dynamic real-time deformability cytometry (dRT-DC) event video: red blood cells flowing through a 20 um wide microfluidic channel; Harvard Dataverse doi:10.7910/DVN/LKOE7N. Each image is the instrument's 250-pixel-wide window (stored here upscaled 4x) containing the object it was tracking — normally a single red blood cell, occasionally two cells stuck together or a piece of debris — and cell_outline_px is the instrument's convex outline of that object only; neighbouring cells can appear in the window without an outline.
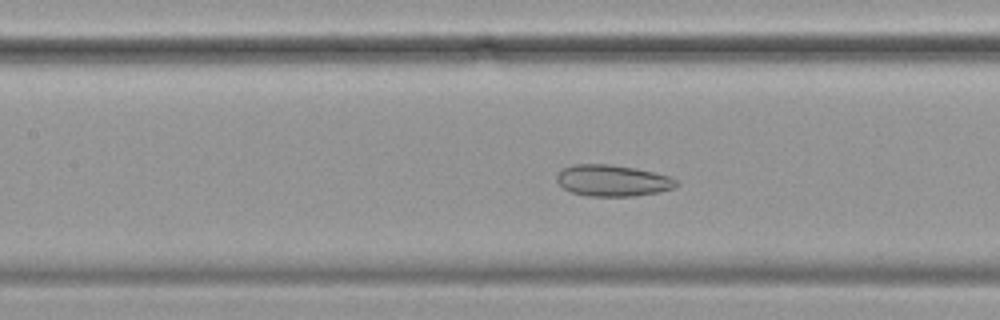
{"species": "common noctule bat (a hibernating species)", "species_latin": "Nyctalus noctula", "temperature_condition": "cold", "stored_images_in_passage": 57, "camera_frame_rate_fps": 3000, "um_per_image_px": 0.085, "animal": {"sex": "female", "body_mass_g": 19.9}, "frame": {"image": 1, "passage_image": 25, "time_ms": 8.0, "image_size_px": [1000, 320], "cell_outline_px": [[680, 184], [676, 188], [660, 192], [632, 196], [588, 196], [572, 192], [564, 188], [556, 180], [556, 176], [564, 168], [572, 164], [608, 164], [636, 168], [668, 176], [676, 180]], "centroid_in_image_um": [52.09, 15.35], "position_along_channel_um": 155.3, "area_um2": 21.85}}
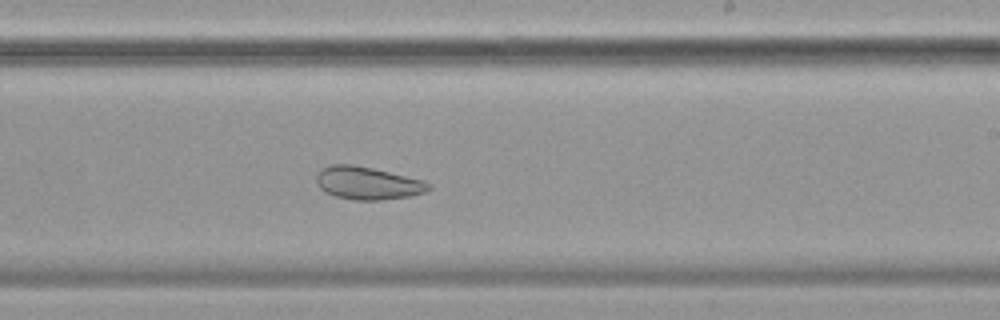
{"frame": {"image": 2, "passage_image": 34, "time_ms": 11.0, "image_size_px": [1000, 320], "cell_outline_px": [[432, 188], [424, 192], [412, 196], [380, 200], [352, 200], [336, 196], [324, 192], [320, 188], [316, 180], [316, 176], [324, 168], [332, 164], [352, 164], [372, 168], [424, 180], [432, 184]], "centroid_in_image_um": [31.28, 15.57], "position_along_channel_um": 257.7, "area_um2": 21.44}}
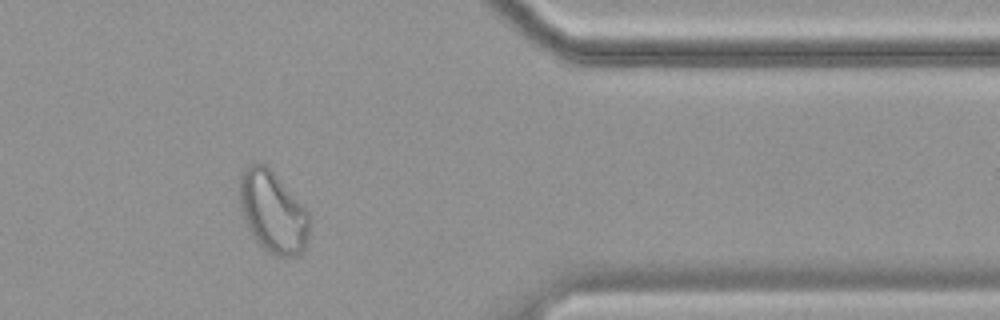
{"frame": {"image": 3, "passage_image": 47, "time_ms": 15.333, "image_size_px": [1000, 320], "cell_outline_px": [[308, 240], [304, 252], [296, 256], [276, 256], [268, 252], [256, 240], [248, 228], [244, 220], [240, 208], [240, 172], [244, 168], [256, 160], [264, 164], [276, 176], [308, 212]], "centroid_in_image_um": [23.16, 18.02], "position_along_channel_um": 388.2, "area_um2": 32.89}, "authors_computed_cell_mechanics": {"area_um2": 29.6514, "velocity_mm_per_s": 3.4395, "shape_relaxation_time_tau1_ms": null, "shape_relaxation_time_tau2_ms": 1.9408, "deformation_change_tau1": null, "deformation_change_tau2": 0.0752}}